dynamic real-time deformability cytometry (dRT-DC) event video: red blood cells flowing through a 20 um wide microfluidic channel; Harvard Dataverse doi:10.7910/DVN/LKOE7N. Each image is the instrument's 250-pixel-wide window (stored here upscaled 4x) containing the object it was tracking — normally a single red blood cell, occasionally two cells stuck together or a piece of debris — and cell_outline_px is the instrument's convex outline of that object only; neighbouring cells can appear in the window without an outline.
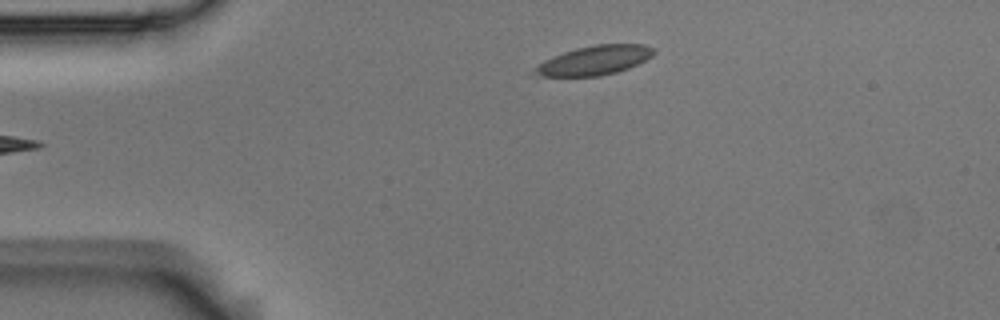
{"species": "Egyptian fruit bat (a non-hibernating species)", "species_latin": "Rousettus aegyptiacus", "temperature_condition": "room temperature", "stored_images_in_passage": 5, "camera_frame_rate_fps": 3000, "um_per_image_px": 0.085, "animal": {"sex": "male"}, "frame": {"image": 1, "passage_image": 5, "time_ms": 1.333, "image_size_px": [1000, 320], "cell_outline_px": [[656, 52], [652, 56], [628, 68], [616, 72], [600, 76], [540, 76], [528, 72], [544, 60], [552, 56], [576, 48], [596, 44], [644, 44], [656, 48]], "centroid_in_image_um": [50.5, 5.12], "position_along_channel_um": 34.5, "area_um2": 20.4}}